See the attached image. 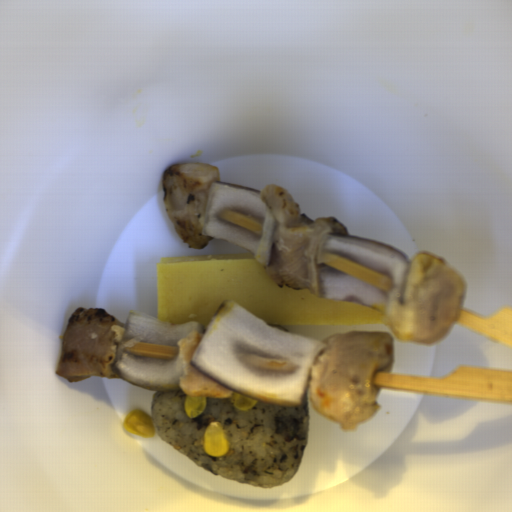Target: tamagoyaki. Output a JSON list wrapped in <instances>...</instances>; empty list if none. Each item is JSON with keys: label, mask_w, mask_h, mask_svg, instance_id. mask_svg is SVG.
Listing matches in <instances>:
<instances>
[{"label": "tamagoyaki", "mask_w": 512, "mask_h": 512, "mask_svg": "<svg viewBox=\"0 0 512 512\" xmlns=\"http://www.w3.org/2000/svg\"><path fill=\"white\" fill-rule=\"evenodd\" d=\"M156 279L158 319L171 325L207 328L226 298L272 326L386 323L383 311L368 305L276 286L248 250L161 258Z\"/></svg>", "instance_id": "tamagoyaki-1"}]
</instances>
